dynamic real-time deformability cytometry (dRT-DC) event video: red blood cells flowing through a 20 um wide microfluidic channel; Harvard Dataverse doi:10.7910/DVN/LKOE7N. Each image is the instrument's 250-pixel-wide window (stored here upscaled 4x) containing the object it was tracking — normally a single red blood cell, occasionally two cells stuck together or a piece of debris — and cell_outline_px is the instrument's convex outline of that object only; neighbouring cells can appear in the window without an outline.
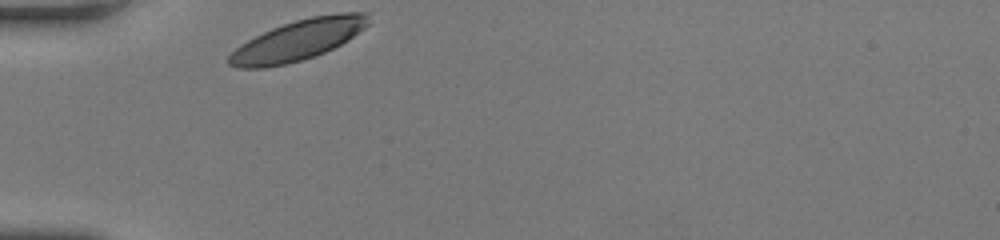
{"species": "human", "species_latin": "Homo sapiens", "temperature_condition": "room temperature", "stored_images_in_passage": 28, "camera_frame_rate_fps": 3000, "um_per_image_px": 0.085, "donor": {"sex": "female"}, "frame": {"image": 1, "passage_image": 1, "time_ms": 0.0, "image_size_px": [1000, 240], "cell_outline_px": [[368, 24], [364, 28], [348, 40], [316, 56], [288, 64], [264, 68], [236, 68], [228, 64], [228, 56], [240, 44], [272, 28], [296, 20], [312, 16], [340, 12], [368, 12]], "centroid_in_image_um": [25.32, 3.42], "position_along_channel_um": 59.7, "area_um2": 32.77}}
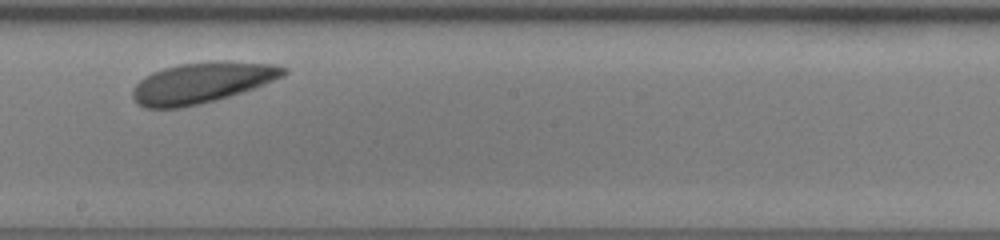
{"frame": {"image": 2, "passage_image": 16, "time_ms": 5.0, "image_size_px": [1000, 240], "cell_outline_px": [[288, 72], [284, 76], [264, 84], [228, 96], [200, 104], [180, 108], [144, 108], [136, 104], [132, 96], [132, 88], [144, 76], [152, 72], [164, 68], [180, 64], [276, 64], [288, 68]], "centroid_in_image_um": [17.06, 7.09], "position_along_channel_um": 231.1, "area_um2": 34.56}}
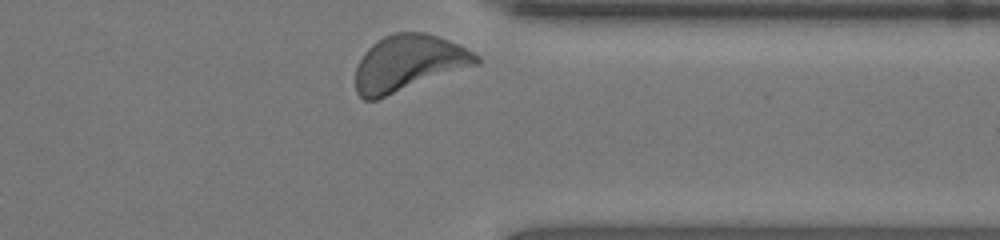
{"frame": {"image": 3, "passage_image": 28, "time_ms": 9.0, "image_size_px": [1000, 240], "cell_outline_px": [[480, 64], [376, 100], [364, 100], [356, 92], [356, 68], [364, 52], [372, 44], [384, 36], [396, 32], [424, 32], [448, 40], [480, 56]], "centroid_in_image_um": [34.72, 5.38], "position_along_channel_um": 376.7, "area_um2": 39.36}, "authors_computed_cell_mechanics": {"area_um2": 34.391, "velocity_mm_per_s": 3.6396, "shape_relaxation_time_tau1_ms": null, "shape_relaxation_time_tau2_ms": 3.26, "deformation_change_tau1": null, "deformation_change_tau2": 0.0803}}